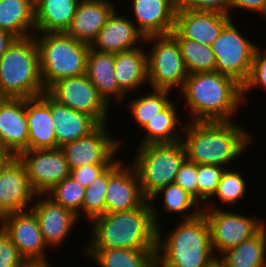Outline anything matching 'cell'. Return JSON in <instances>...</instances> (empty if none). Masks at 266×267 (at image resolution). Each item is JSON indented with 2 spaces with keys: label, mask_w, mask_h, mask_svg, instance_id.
<instances>
[{
  "label": "cell",
  "mask_w": 266,
  "mask_h": 267,
  "mask_svg": "<svg viewBox=\"0 0 266 267\" xmlns=\"http://www.w3.org/2000/svg\"><path fill=\"white\" fill-rule=\"evenodd\" d=\"M83 252L99 267H157L156 250L85 248Z\"/></svg>",
  "instance_id": "obj_29"
},
{
  "label": "cell",
  "mask_w": 266,
  "mask_h": 267,
  "mask_svg": "<svg viewBox=\"0 0 266 267\" xmlns=\"http://www.w3.org/2000/svg\"><path fill=\"white\" fill-rule=\"evenodd\" d=\"M114 10L109 0H81L66 33L91 45Z\"/></svg>",
  "instance_id": "obj_23"
},
{
  "label": "cell",
  "mask_w": 266,
  "mask_h": 267,
  "mask_svg": "<svg viewBox=\"0 0 266 267\" xmlns=\"http://www.w3.org/2000/svg\"><path fill=\"white\" fill-rule=\"evenodd\" d=\"M23 260L17 247L0 228V267H18Z\"/></svg>",
  "instance_id": "obj_42"
},
{
  "label": "cell",
  "mask_w": 266,
  "mask_h": 267,
  "mask_svg": "<svg viewBox=\"0 0 266 267\" xmlns=\"http://www.w3.org/2000/svg\"><path fill=\"white\" fill-rule=\"evenodd\" d=\"M264 88L266 90V50L257 47L248 80L242 85V99L245 103V96L255 88Z\"/></svg>",
  "instance_id": "obj_39"
},
{
  "label": "cell",
  "mask_w": 266,
  "mask_h": 267,
  "mask_svg": "<svg viewBox=\"0 0 266 267\" xmlns=\"http://www.w3.org/2000/svg\"><path fill=\"white\" fill-rule=\"evenodd\" d=\"M13 156L0 146V171Z\"/></svg>",
  "instance_id": "obj_47"
},
{
  "label": "cell",
  "mask_w": 266,
  "mask_h": 267,
  "mask_svg": "<svg viewBox=\"0 0 266 267\" xmlns=\"http://www.w3.org/2000/svg\"><path fill=\"white\" fill-rule=\"evenodd\" d=\"M26 98H0V146L17 157L28 149Z\"/></svg>",
  "instance_id": "obj_17"
},
{
  "label": "cell",
  "mask_w": 266,
  "mask_h": 267,
  "mask_svg": "<svg viewBox=\"0 0 266 267\" xmlns=\"http://www.w3.org/2000/svg\"><path fill=\"white\" fill-rule=\"evenodd\" d=\"M33 36L39 50L40 74L46 91L59 80L86 73L89 44L66 32L35 33Z\"/></svg>",
  "instance_id": "obj_6"
},
{
  "label": "cell",
  "mask_w": 266,
  "mask_h": 267,
  "mask_svg": "<svg viewBox=\"0 0 266 267\" xmlns=\"http://www.w3.org/2000/svg\"><path fill=\"white\" fill-rule=\"evenodd\" d=\"M224 167L211 164L197 165L198 202L201 206L210 203L217 190Z\"/></svg>",
  "instance_id": "obj_38"
},
{
  "label": "cell",
  "mask_w": 266,
  "mask_h": 267,
  "mask_svg": "<svg viewBox=\"0 0 266 267\" xmlns=\"http://www.w3.org/2000/svg\"><path fill=\"white\" fill-rule=\"evenodd\" d=\"M232 8L254 11L255 14L266 16V0H231V10Z\"/></svg>",
  "instance_id": "obj_44"
},
{
  "label": "cell",
  "mask_w": 266,
  "mask_h": 267,
  "mask_svg": "<svg viewBox=\"0 0 266 267\" xmlns=\"http://www.w3.org/2000/svg\"><path fill=\"white\" fill-rule=\"evenodd\" d=\"M147 200L131 163L128 166L124 163L110 176L105 194L106 213L129 211L141 207Z\"/></svg>",
  "instance_id": "obj_19"
},
{
  "label": "cell",
  "mask_w": 266,
  "mask_h": 267,
  "mask_svg": "<svg viewBox=\"0 0 266 267\" xmlns=\"http://www.w3.org/2000/svg\"><path fill=\"white\" fill-rule=\"evenodd\" d=\"M51 112L57 148L87 136L98 124L88 115L63 105L51 97Z\"/></svg>",
  "instance_id": "obj_25"
},
{
  "label": "cell",
  "mask_w": 266,
  "mask_h": 267,
  "mask_svg": "<svg viewBox=\"0 0 266 267\" xmlns=\"http://www.w3.org/2000/svg\"><path fill=\"white\" fill-rule=\"evenodd\" d=\"M85 192L86 188L82 184L68 176L49 190L46 195L57 204L72 211L80 219Z\"/></svg>",
  "instance_id": "obj_36"
},
{
  "label": "cell",
  "mask_w": 266,
  "mask_h": 267,
  "mask_svg": "<svg viewBox=\"0 0 266 267\" xmlns=\"http://www.w3.org/2000/svg\"><path fill=\"white\" fill-rule=\"evenodd\" d=\"M18 267H52L47 259H24Z\"/></svg>",
  "instance_id": "obj_46"
},
{
  "label": "cell",
  "mask_w": 266,
  "mask_h": 267,
  "mask_svg": "<svg viewBox=\"0 0 266 267\" xmlns=\"http://www.w3.org/2000/svg\"><path fill=\"white\" fill-rule=\"evenodd\" d=\"M170 34L180 46L181 55L189 74L216 71V57L210 46L185 39L175 29Z\"/></svg>",
  "instance_id": "obj_33"
},
{
  "label": "cell",
  "mask_w": 266,
  "mask_h": 267,
  "mask_svg": "<svg viewBox=\"0 0 266 267\" xmlns=\"http://www.w3.org/2000/svg\"><path fill=\"white\" fill-rule=\"evenodd\" d=\"M90 243L85 248L157 250V227L147 200L141 207L105 213L91 221Z\"/></svg>",
  "instance_id": "obj_3"
},
{
  "label": "cell",
  "mask_w": 266,
  "mask_h": 267,
  "mask_svg": "<svg viewBox=\"0 0 266 267\" xmlns=\"http://www.w3.org/2000/svg\"><path fill=\"white\" fill-rule=\"evenodd\" d=\"M24 259H48L40 225L29 209L2 216L1 227Z\"/></svg>",
  "instance_id": "obj_15"
},
{
  "label": "cell",
  "mask_w": 266,
  "mask_h": 267,
  "mask_svg": "<svg viewBox=\"0 0 266 267\" xmlns=\"http://www.w3.org/2000/svg\"><path fill=\"white\" fill-rule=\"evenodd\" d=\"M80 0H34L36 33L66 32Z\"/></svg>",
  "instance_id": "obj_27"
},
{
  "label": "cell",
  "mask_w": 266,
  "mask_h": 267,
  "mask_svg": "<svg viewBox=\"0 0 266 267\" xmlns=\"http://www.w3.org/2000/svg\"><path fill=\"white\" fill-rule=\"evenodd\" d=\"M140 41L144 42L145 36L132 19L121 16L115 9L90 47L98 52L117 54L141 47L137 44Z\"/></svg>",
  "instance_id": "obj_21"
},
{
  "label": "cell",
  "mask_w": 266,
  "mask_h": 267,
  "mask_svg": "<svg viewBox=\"0 0 266 267\" xmlns=\"http://www.w3.org/2000/svg\"><path fill=\"white\" fill-rule=\"evenodd\" d=\"M252 133L232 121L194 122L184 125L181 141L186 159L199 164L230 167L250 144ZM228 165V166H227ZM227 166V167H225Z\"/></svg>",
  "instance_id": "obj_1"
},
{
  "label": "cell",
  "mask_w": 266,
  "mask_h": 267,
  "mask_svg": "<svg viewBox=\"0 0 266 267\" xmlns=\"http://www.w3.org/2000/svg\"><path fill=\"white\" fill-rule=\"evenodd\" d=\"M121 143L122 140L110 136L105 123L98 125L87 136L64 144L60 149L72 170L85 165L112 164L123 146Z\"/></svg>",
  "instance_id": "obj_12"
},
{
  "label": "cell",
  "mask_w": 266,
  "mask_h": 267,
  "mask_svg": "<svg viewBox=\"0 0 266 267\" xmlns=\"http://www.w3.org/2000/svg\"><path fill=\"white\" fill-rule=\"evenodd\" d=\"M131 164L135 167L143 195L149 200L159 189L174 183L186 159L182 141L139 145Z\"/></svg>",
  "instance_id": "obj_7"
},
{
  "label": "cell",
  "mask_w": 266,
  "mask_h": 267,
  "mask_svg": "<svg viewBox=\"0 0 266 267\" xmlns=\"http://www.w3.org/2000/svg\"><path fill=\"white\" fill-rule=\"evenodd\" d=\"M132 19L146 37L169 35L175 28L178 0H132ZM137 23V24H136Z\"/></svg>",
  "instance_id": "obj_20"
},
{
  "label": "cell",
  "mask_w": 266,
  "mask_h": 267,
  "mask_svg": "<svg viewBox=\"0 0 266 267\" xmlns=\"http://www.w3.org/2000/svg\"><path fill=\"white\" fill-rule=\"evenodd\" d=\"M122 159L115 161L100 174L93 183L86 187L85 197L82 204V213L91 222L94 218L106 213L105 194L110 176L123 165Z\"/></svg>",
  "instance_id": "obj_34"
},
{
  "label": "cell",
  "mask_w": 266,
  "mask_h": 267,
  "mask_svg": "<svg viewBox=\"0 0 266 267\" xmlns=\"http://www.w3.org/2000/svg\"><path fill=\"white\" fill-rule=\"evenodd\" d=\"M111 164H92L74 168L70 176L85 188L95 181Z\"/></svg>",
  "instance_id": "obj_43"
},
{
  "label": "cell",
  "mask_w": 266,
  "mask_h": 267,
  "mask_svg": "<svg viewBox=\"0 0 266 267\" xmlns=\"http://www.w3.org/2000/svg\"><path fill=\"white\" fill-rule=\"evenodd\" d=\"M198 201L197 164L185 159L174 181Z\"/></svg>",
  "instance_id": "obj_40"
},
{
  "label": "cell",
  "mask_w": 266,
  "mask_h": 267,
  "mask_svg": "<svg viewBox=\"0 0 266 267\" xmlns=\"http://www.w3.org/2000/svg\"><path fill=\"white\" fill-rule=\"evenodd\" d=\"M151 43L148 58V85L160 90L182 89L189 75L180 46L171 35L149 36L144 43Z\"/></svg>",
  "instance_id": "obj_8"
},
{
  "label": "cell",
  "mask_w": 266,
  "mask_h": 267,
  "mask_svg": "<svg viewBox=\"0 0 266 267\" xmlns=\"http://www.w3.org/2000/svg\"><path fill=\"white\" fill-rule=\"evenodd\" d=\"M214 203H205L202 207L210 225L211 244L216 258L252 238L266 225L264 219L226 211L219 205L214 207Z\"/></svg>",
  "instance_id": "obj_9"
},
{
  "label": "cell",
  "mask_w": 266,
  "mask_h": 267,
  "mask_svg": "<svg viewBox=\"0 0 266 267\" xmlns=\"http://www.w3.org/2000/svg\"><path fill=\"white\" fill-rule=\"evenodd\" d=\"M115 54L98 52L91 47L87 54L86 75L96 87L99 95L110 106L111 96L119 104L126 94L119 88L115 77Z\"/></svg>",
  "instance_id": "obj_24"
},
{
  "label": "cell",
  "mask_w": 266,
  "mask_h": 267,
  "mask_svg": "<svg viewBox=\"0 0 266 267\" xmlns=\"http://www.w3.org/2000/svg\"><path fill=\"white\" fill-rule=\"evenodd\" d=\"M261 267H266V260H265L264 264Z\"/></svg>",
  "instance_id": "obj_49"
},
{
  "label": "cell",
  "mask_w": 266,
  "mask_h": 267,
  "mask_svg": "<svg viewBox=\"0 0 266 267\" xmlns=\"http://www.w3.org/2000/svg\"><path fill=\"white\" fill-rule=\"evenodd\" d=\"M162 194L164 197V200H163L164 208L163 209L167 213L181 214L182 220L195 218L203 212V207H200L201 204L193 196H191L189 193L183 190L179 185L175 183H171L159 189L148 200L152 208V215H153L154 223L157 228H160L162 225H160L158 221L159 220L158 218L160 216H159L157 208L154 206V200H156V198H158V196ZM193 207H194V210H193Z\"/></svg>",
  "instance_id": "obj_30"
},
{
  "label": "cell",
  "mask_w": 266,
  "mask_h": 267,
  "mask_svg": "<svg viewBox=\"0 0 266 267\" xmlns=\"http://www.w3.org/2000/svg\"><path fill=\"white\" fill-rule=\"evenodd\" d=\"M246 182L239 171L226 168L220 178L217 190L211 198L217 197L223 205H234L245 197Z\"/></svg>",
  "instance_id": "obj_37"
},
{
  "label": "cell",
  "mask_w": 266,
  "mask_h": 267,
  "mask_svg": "<svg viewBox=\"0 0 266 267\" xmlns=\"http://www.w3.org/2000/svg\"><path fill=\"white\" fill-rule=\"evenodd\" d=\"M174 103L171 102L145 124L143 127L145 136L139 145L175 143L181 140L185 123L181 124L182 121L178 118L179 113ZM180 124L183 126L181 127Z\"/></svg>",
  "instance_id": "obj_31"
},
{
  "label": "cell",
  "mask_w": 266,
  "mask_h": 267,
  "mask_svg": "<svg viewBox=\"0 0 266 267\" xmlns=\"http://www.w3.org/2000/svg\"><path fill=\"white\" fill-rule=\"evenodd\" d=\"M44 92L34 36L15 39L0 59V98H32Z\"/></svg>",
  "instance_id": "obj_5"
},
{
  "label": "cell",
  "mask_w": 266,
  "mask_h": 267,
  "mask_svg": "<svg viewBox=\"0 0 266 267\" xmlns=\"http://www.w3.org/2000/svg\"><path fill=\"white\" fill-rule=\"evenodd\" d=\"M0 29L16 39L33 36L36 33L34 0H0Z\"/></svg>",
  "instance_id": "obj_28"
},
{
  "label": "cell",
  "mask_w": 266,
  "mask_h": 267,
  "mask_svg": "<svg viewBox=\"0 0 266 267\" xmlns=\"http://www.w3.org/2000/svg\"><path fill=\"white\" fill-rule=\"evenodd\" d=\"M40 199L33 203L31 210L35 213L47 247L61 246L74 225L79 221L77 215L54 202L46 194H37Z\"/></svg>",
  "instance_id": "obj_16"
},
{
  "label": "cell",
  "mask_w": 266,
  "mask_h": 267,
  "mask_svg": "<svg viewBox=\"0 0 266 267\" xmlns=\"http://www.w3.org/2000/svg\"><path fill=\"white\" fill-rule=\"evenodd\" d=\"M15 39L13 35L0 29V59Z\"/></svg>",
  "instance_id": "obj_45"
},
{
  "label": "cell",
  "mask_w": 266,
  "mask_h": 267,
  "mask_svg": "<svg viewBox=\"0 0 266 267\" xmlns=\"http://www.w3.org/2000/svg\"><path fill=\"white\" fill-rule=\"evenodd\" d=\"M179 9L194 11H214L225 15H232L231 0H178Z\"/></svg>",
  "instance_id": "obj_41"
},
{
  "label": "cell",
  "mask_w": 266,
  "mask_h": 267,
  "mask_svg": "<svg viewBox=\"0 0 266 267\" xmlns=\"http://www.w3.org/2000/svg\"><path fill=\"white\" fill-rule=\"evenodd\" d=\"M46 92L57 102L90 116L98 125L108 121L110 106L86 74L59 80Z\"/></svg>",
  "instance_id": "obj_11"
},
{
  "label": "cell",
  "mask_w": 266,
  "mask_h": 267,
  "mask_svg": "<svg viewBox=\"0 0 266 267\" xmlns=\"http://www.w3.org/2000/svg\"><path fill=\"white\" fill-rule=\"evenodd\" d=\"M231 21L230 15L177 7L174 29L185 39L211 46Z\"/></svg>",
  "instance_id": "obj_18"
},
{
  "label": "cell",
  "mask_w": 266,
  "mask_h": 267,
  "mask_svg": "<svg viewBox=\"0 0 266 267\" xmlns=\"http://www.w3.org/2000/svg\"><path fill=\"white\" fill-rule=\"evenodd\" d=\"M180 92L194 122L232 121L243 104L242 85L217 71L189 74Z\"/></svg>",
  "instance_id": "obj_2"
},
{
  "label": "cell",
  "mask_w": 266,
  "mask_h": 267,
  "mask_svg": "<svg viewBox=\"0 0 266 267\" xmlns=\"http://www.w3.org/2000/svg\"><path fill=\"white\" fill-rule=\"evenodd\" d=\"M233 21L210 47L216 57V71L243 85L250 75L254 53L259 45L242 35Z\"/></svg>",
  "instance_id": "obj_10"
},
{
  "label": "cell",
  "mask_w": 266,
  "mask_h": 267,
  "mask_svg": "<svg viewBox=\"0 0 266 267\" xmlns=\"http://www.w3.org/2000/svg\"><path fill=\"white\" fill-rule=\"evenodd\" d=\"M26 115L29 128L28 149H57L51 96L26 98Z\"/></svg>",
  "instance_id": "obj_22"
},
{
  "label": "cell",
  "mask_w": 266,
  "mask_h": 267,
  "mask_svg": "<svg viewBox=\"0 0 266 267\" xmlns=\"http://www.w3.org/2000/svg\"><path fill=\"white\" fill-rule=\"evenodd\" d=\"M147 54L142 46L115 54V77L126 95L148 83Z\"/></svg>",
  "instance_id": "obj_26"
},
{
  "label": "cell",
  "mask_w": 266,
  "mask_h": 267,
  "mask_svg": "<svg viewBox=\"0 0 266 267\" xmlns=\"http://www.w3.org/2000/svg\"><path fill=\"white\" fill-rule=\"evenodd\" d=\"M208 267H224V265L217 258Z\"/></svg>",
  "instance_id": "obj_48"
},
{
  "label": "cell",
  "mask_w": 266,
  "mask_h": 267,
  "mask_svg": "<svg viewBox=\"0 0 266 267\" xmlns=\"http://www.w3.org/2000/svg\"><path fill=\"white\" fill-rule=\"evenodd\" d=\"M157 228V267H208L215 259L210 225L202 212L195 218L182 220L163 239Z\"/></svg>",
  "instance_id": "obj_4"
},
{
  "label": "cell",
  "mask_w": 266,
  "mask_h": 267,
  "mask_svg": "<svg viewBox=\"0 0 266 267\" xmlns=\"http://www.w3.org/2000/svg\"><path fill=\"white\" fill-rule=\"evenodd\" d=\"M17 157L24 164L30 184L37 194H46L70 176V167L60 148L27 149Z\"/></svg>",
  "instance_id": "obj_13"
},
{
  "label": "cell",
  "mask_w": 266,
  "mask_h": 267,
  "mask_svg": "<svg viewBox=\"0 0 266 267\" xmlns=\"http://www.w3.org/2000/svg\"><path fill=\"white\" fill-rule=\"evenodd\" d=\"M219 257L224 267H261L266 260V225L252 238Z\"/></svg>",
  "instance_id": "obj_32"
},
{
  "label": "cell",
  "mask_w": 266,
  "mask_h": 267,
  "mask_svg": "<svg viewBox=\"0 0 266 267\" xmlns=\"http://www.w3.org/2000/svg\"><path fill=\"white\" fill-rule=\"evenodd\" d=\"M36 195L24 164L12 157L0 171V216L29 210Z\"/></svg>",
  "instance_id": "obj_14"
},
{
  "label": "cell",
  "mask_w": 266,
  "mask_h": 267,
  "mask_svg": "<svg viewBox=\"0 0 266 267\" xmlns=\"http://www.w3.org/2000/svg\"><path fill=\"white\" fill-rule=\"evenodd\" d=\"M152 91L154 92L143 94L129 101L130 104L128 103L131 116L140 128H143L150 119H153L172 102L171 91L160 89Z\"/></svg>",
  "instance_id": "obj_35"
}]
</instances>
